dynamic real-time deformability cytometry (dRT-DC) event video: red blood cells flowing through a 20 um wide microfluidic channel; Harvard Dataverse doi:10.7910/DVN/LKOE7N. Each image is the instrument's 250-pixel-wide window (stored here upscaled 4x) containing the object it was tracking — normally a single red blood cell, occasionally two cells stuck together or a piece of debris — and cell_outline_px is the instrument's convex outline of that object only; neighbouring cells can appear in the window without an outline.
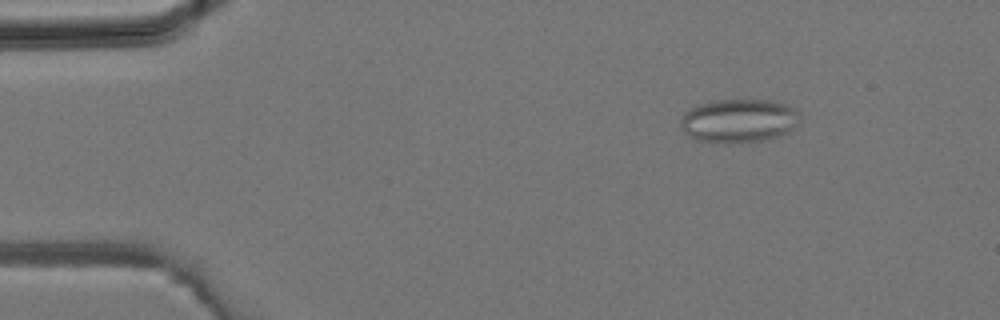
{"species": "common noctule bat (a hibernating species)", "species_latin": "Nyctalus noctula", "temperature_condition": "room temperature", "stored_images_in_passage": 35, "camera_frame_rate_fps": 3000, "um_per_image_px": 0.085, "animal": {"sex": "male", "body_mass_g": 19.2, "forearm_length_mm": 51.8}, "frame": {"image": 1, "passage_image": 5, "time_ms": 1.333, "image_size_px": [1000, 320], "cell_outline_px": [[800, 120], [788, 132], [780, 136], [760, 140], [732, 144], [696, 140], [688, 136], [680, 128], [680, 120], [684, 112], [688, 108], [696, 104], [712, 100], [772, 100], [784, 104], [800, 112]], "centroid_in_image_um": [62.74, 10.26], "position_along_channel_um": 22.3, "area_um2": 30.75}}
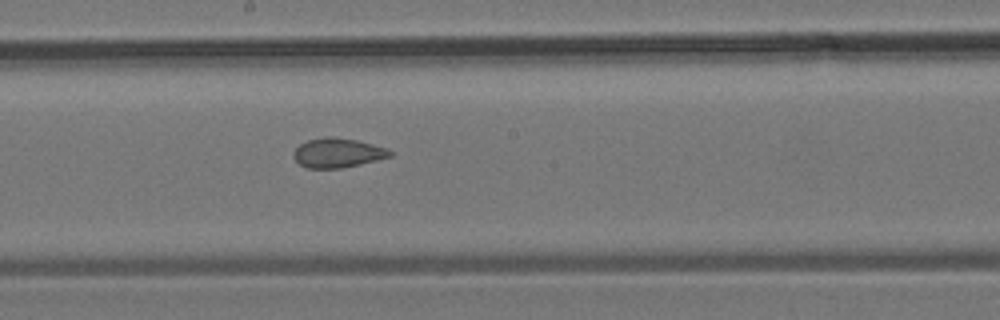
{"frame": {"image": 2, "passage_image": 20, "time_ms": 6.333, "image_size_px": [1000, 320], "cell_outline_px": [[392, 156], [360, 164], [340, 168], [308, 168], [300, 164], [292, 156], [292, 152], [300, 144], [308, 140], [324, 136], [332, 136], [356, 140], [388, 148], [392, 152]], "centroid_in_image_um": [28.69, 12.98], "position_along_channel_um": 219.5, "area_um2": 16.53}}
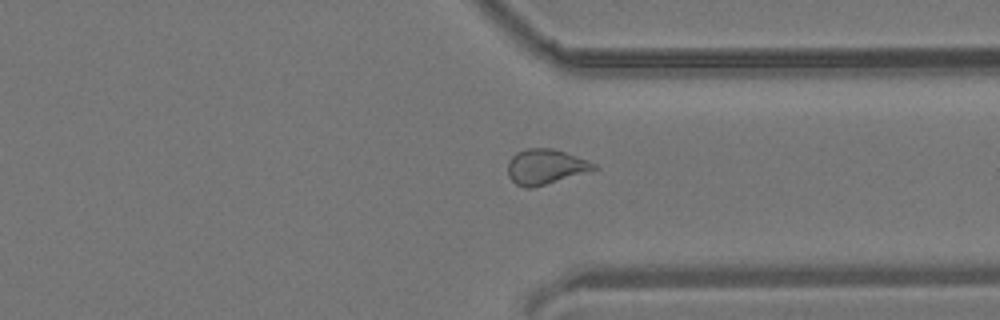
{"frame": {"image": 3, "passage_image": 28, "time_ms": 9.0, "image_size_px": [1000, 320], "cell_outline_px": [[600, 168], [532, 188], [524, 188], [516, 184], [508, 176], [508, 160], [516, 152], [524, 148], [552, 148], [588, 160], [596, 164]], "centroid_in_image_um": [46.34, 14.16], "position_along_channel_um": 365.1, "area_um2": 17.63}}